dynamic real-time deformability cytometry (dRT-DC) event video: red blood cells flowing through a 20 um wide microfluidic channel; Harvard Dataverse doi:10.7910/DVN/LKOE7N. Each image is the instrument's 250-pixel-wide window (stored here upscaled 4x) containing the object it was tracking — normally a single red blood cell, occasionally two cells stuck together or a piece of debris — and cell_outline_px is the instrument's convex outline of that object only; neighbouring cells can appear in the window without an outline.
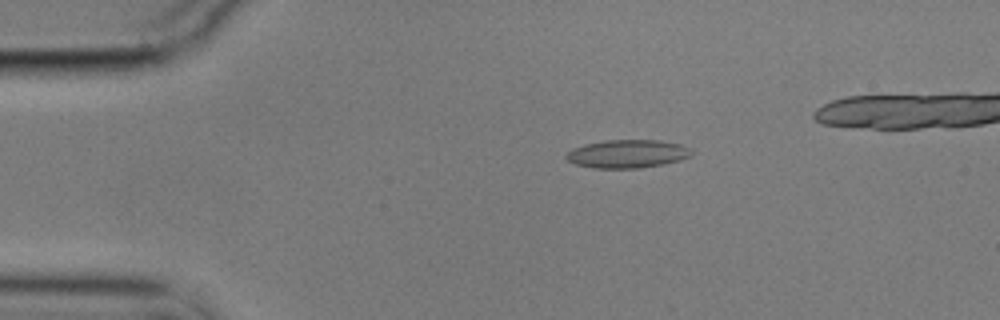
{"species": "common noctule bat (a hibernating species)", "species_latin": "Nyctalus noctula", "temperature_condition": "cold", "stored_images_in_passage": 51, "camera_frame_rate_fps": 3000, "um_per_image_px": 0.085, "animal": {"sex": "male", "body_mass_g": 17.9}, "frame": {"image": 1, "passage_image": 11, "time_ms": 3.333, "image_size_px": [1000, 320], "cell_outline_px": [[692, 156], [680, 160], [664, 164], [640, 168], [592, 168], [576, 164], [568, 160], [564, 156], [572, 148], [584, 144], [604, 140], [660, 140], [680, 144], [692, 148]], "centroid_in_image_um": [53.35, 13.07], "position_along_channel_um": 31.7, "area_um2": 20.81}}
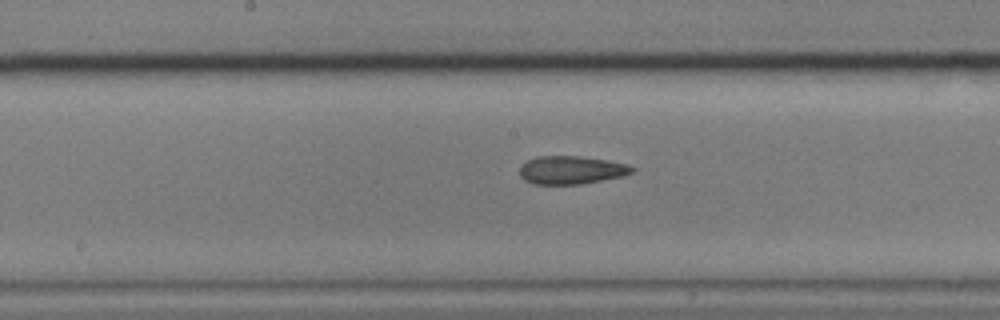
{"frame": {"image": 2, "passage_image": 29, "time_ms": 9.333, "image_size_px": [1000, 320], "cell_outline_px": [[636, 168], [632, 172], [620, 176], [580, 184], [532, 184], [524, 180], [520, 176], [520, 164], [536, 156], [580, 156], [608, 160], [628, 164]], "centroid_in_image_um": [48.52, 14.44], "position_along_channel_um": 199.7, "area_um2": 18.44}}
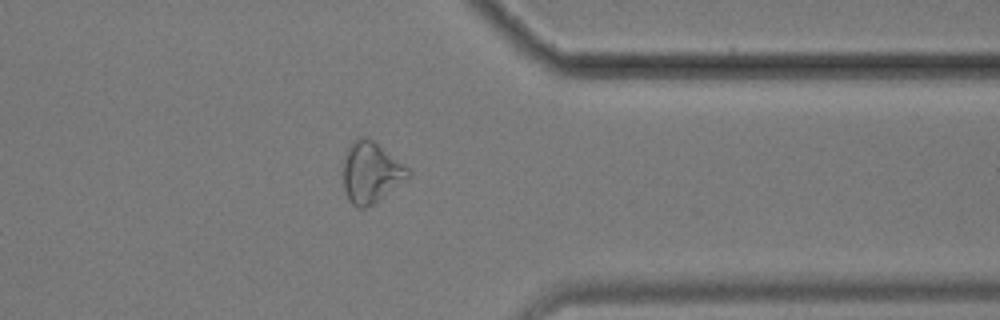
{"frame": {"image": 3, "passage_image": 45, "time_ms": 14.667, "image_size_px": [1000, 320], "cell_outline_px": [[412, 176], [372, 204], [364, 208], [360, 208], [352, 204], [348, 200], [344, 188], [344, 156], [352, 140], [356, 136], [364, 136], [372, 140], [412, 168]], "centroid_in_image_um": [31.57, 14.62], "position_along_channel_um": 379.8, "area_um2": 23.29}}